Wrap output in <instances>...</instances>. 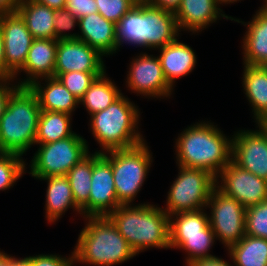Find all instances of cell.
I'll return each mask as SVG.
<instances>
[{
  "label": "cell",
  "mask_w": 267,
  "mask_h": 266,
  "mask_svg": "<svg viewBox=\"0 0 267 266\" xmlns=\"http://www.w3.org/2000/svg\"><path fill=\"white\" fill-rule=\"evenodd\" d=\"M175 139L176 164L203 169L217 177L232 161V139L210 121L196 122Z\"/></svg>",
  "instance_id": "6da1fadb"
},
{
  "label": "cell",
  "mask_w": 267,
  "mask_h": 266,
  "mask_svg": "<svg viewBox=\"0 0 267 266\" xmlns=\"http://www.w3.org/2000/svg\"><path fill=\"white\" fill-rule=\"evenodd\" d=\"M175 13L137 2L116 24L118 50L122 44L159 49L179 37Z\"/></svg>",
  "instance_id": "7a4b0ae2"
},
{
  "label": "cell",
  "mask_w": 267,
  "mask_h": 266,
  "mask_svg": "<svg viewBox=\"0 0 267 266\" xmlns=\"http://www.w3.org/2000/svg\"><path fill=\"white\" fill-rule=\"evenodd\" d=\"M108 217L136 255L153 247L170 249L169 215L162 207L149 203L120 205Z\"/></svg>",
  "instance_id": "3957f363"
},
{
  "label": "cell",
  "mask_w": 267,
  "mask_h": 266,
  "mask_svg": "<svg viewBox=\"0 0 267 266\" xmlns=\"http://www.w3.org/2000/svg\"><path fill=\"white\" fill-rule=\"evenodd\" d=\"M73 250L75 265L114 266L136 253L108 216H87Z\"/></svg>",
  "instance_id": "277c9868"
},
{
  "label": "cell",
  "mask_w": 267,
  "mask_h": 266,
  "mask_svg": "<svg viewBox=\"0 0 267 266\" xmlns=\"http://www.w3.org/2000/svg\"><path fill=\"white\" fill-rule=\"evenodd\" d=\"M90 118V131L101 148L97 152L128 149L145 141L138 130L141 119L138 106L124 94Z\"/></svg>",
  "instance_id": "5b68a950"
},
{
  "label": "cell",
  "mask_w": 267,
  "mask_h": 266,
  "mask_svg": "<svg viewBox=\"0 0 267 266\" xmlns=\"http://www.w3.org/2000/svg\"><path fill=\"white\" fill-rule=\"evenodd\" d=\"M41 109L29 87H19L0 119V152L26 155L35 145Z\"/></svg>",
  "instance_id": "8992f818"
},
{
  "label": "cell",
  "mask_w": 267,
  "mask_h": 266,
  "mask_svg": "<svg viewBox=\"0 0 267 266\" xmlns=\"http://www.w3.org/2000/svg\"><path fill=\"white\" fill-rule=\"evenodd\" d=\"M146 141L128 149L103 152L111 163L118 202L130 205L141 191L153 163L152 152Z\"/></svg>",
  "instance_id": "52a82bcc"
},
{
  "label": "cell",
  "mask_w": 267,
  "mask_h": 266,
  "mask_svg": "<svg viewBox=\"0 0 267 266\" xmlns=\"http://www.w3.org/2000/svg\"><path fill=\"white\" fill-rule=\"evenodd\" d=\"M178 166L179 172L167 194L166 208L170 216L180 212L206 209L216 177L203 169Z\"/></svg>",
  "instance_id": "ba28073f"
},
{
  "label": "cell",
  "mask_w": 267,
  "mask_h": 266,
  "mask_svg": "<svg viewBox=\"0 0 267 266\" xmlns=\"http://www.w3.org/2000/svg\"><path fill=\"white\" fill-rule=\"evenodd\" d=\"M39 145L30 161V172L35 178L66 175L90 151L88 142L76 132L65 139Z\"/></svg>",
  "instance_id": "9c48e42d"
},
{
  "label": "cell",
  "mask_w": 267,
  "mask_h": 266,
  "mask_svg": "<svg viewBox=\"0 0 267 266\" xmlns=\"http://www.w3.org/2000/svg\"><path fill=\"white\" fill-rule=\"evenodd\" d=\"M209 208V224L226 250L238 243L245 234L246 208L236 199L225 195L215 187L209 197L206 209Z\"/></svg>",
  "instance_id": "30bf717a"
},
{
  "label": "cell",
  "mask_w": 267,
  "mask_h": 266,
  "mask_svg": "<svg viewBox=\"0 0 267 266\" xmlns=\"http://www.w3.org/2000/svg\"><path fill=\"white\" fill-rule=\"evenodd\" d=\"M127 73V88L139 96L166 99L174 91L165 78L158 56L140 53L132 58Z\"/></svg>",
  "instance_id": "8fae6325"
},
{
  "label": "cell",
  "mask_w": 267,
  "mask_h": 266,
  "mask_svg": "<svg viewBox=\"0 0 267 266\" xmlns=\"http://www.w3.org/2000/svg\"><path fill=\"white\" fill-rule=\"evenodd\" d=\"M256 130H239L232 135V161L267 181V124Z\"/></svg>",
  "instance_id": "7c38bea8"
},
{
  "label": "cell",
  "mask_w": 267,
  "mask_h": 266,
  "mask_svg": "<svg viewBox=\"0 0 267 266\" xmlns=\"http://www.w3.org/2000/svg\"><path fill=\"white\" fill-rule=\"evenodd\" d=\"M216 187L245 208L267 199V181L239 167L233 161L216 177Z\"/></svg>",
  "instance_id": "4fadbf2b"
},
{
  "label": "cell",
  "mask_w": 267,
  "mask_h": 266,
  "mask_svg": "<svg viewBox=\"0 0 267 266\" xmlns=\"http://www.w3.org/2000/svg\"><path fill=\"white\" fill-rule=\"evenodd\" d=\"M0 30L4 40L5 62L15 75L24 66L34 37L18 12L0 15Z\"/></svg>",
  "instance_id": "5bb4252c"
},
{
  "label": "cell",
  "mask_w": 267,
  "mask_h": 266,
  "mask_svg": "<svg viewBox=\"0 0 267 266\" xmlns=\"http://www.w3.org/2000/svg\"><path fill=\"white\" fill-rule=\"evenodd\" d=\"M96 49L79 39L57 40L54 73L105 72L106 66Z\"/></svg>",
  "instance_id": "9a60e30c"
},
{
  "label": "cell",
  "mask_w": 267,
  "mask_h": 266,
  "mask_svg": "<svg viewBox=\"0 0 267 266\" xmlns=\"http://www.w3.org/2000/svg\"><path fill=\"white\" fill-rule=\"evenodd\" d=\"M120 205L116 195L111 163L101 155L93 163L89 216H108Z\"/></svg>",
  "instance_id": "2e32d148"
},
{
  "label": "cell",
  "mask_w": 267,
  "mask_h": 266,
  "mask_svg": "<svg viewBox=\"0 0 267 266\" xmlns=\"http://www.w3.org/2000/svg\"><path fill=\"white\" fill-rule=\"evenodd\" d=\"M56 53L57 40L34 39L24 66L15 74L14 80L19 79L17 76L21 72L26 74V78L19 79V82L15 81V83L20 87H28L36 80L54 77Z\"/></svg>",
  "instance_id": "e0dca14e"
},
{
  "label": "cell",
  "mask_w": 267,
  "mask_h": 266,
  "mask_svg": "<svg viewBox=\"0 0 267 266\" xmlns=\"http://www.w3.org/2000/svg\"><path fill=\"white\" fill-rule=\"evenodd\" d=\"M247 27L243 37V64L265 66L267 64V4L259 7L249 22L232 18L231 21ZM247 25V26H246Z\"/></svg>",
  "instance_id": "ac0fdd59"
},
{
  "label": "cell",
  "mask_w": 267,
  "mask_h": 266,
  "mask_svg": "<svg viewBox=\"0 0 267 266\" xmlns=\"http://www.w3.org/2000/svg\"><path fill=\"white\" fill-rule=\"evenodd\" d=\"M220 17L227 20L233 18L226 15L215 0H182L175 13L179 31H188L192 34L202 32L210 24L217 23Z\"/></svg>",
  "instance_id": "d6986e66"
},
{
  "label": "cell",
  "mask_w": 267,
  "mask_h": 266,
  "mask_svg": "<svg viewBox=\"0 0 267 266\" xmlns=\"http://www.w3.org/2000/svg\"><path fill=\"white\" fill-rule=\"evenodd\" d=\"M78 39L96 49L103 56L118 52L116 24L100 13H92L78 19Z\"/></svg>",
  "instance_id": "ffe728a7"
},
{
  "label": "cell",
  "mask_w": 267,
  "mask_h": 266,
  "mask_svg": "<svg viewBox=\"0 0 267 266\" xmlns=\"http://www.w3.org/2000/svg\"><path fill=\"white\" fill-rule=\"evenodd\" d=\"M28 87L36 95L41 110L72 115L80 105L79 100L56 77L36 80Z\"/></svg>",
  "instance_id": "44dd1931"
},
{
  "label": "cell",
  "mask_w": 267,
  "mask_h": 266,
  "mask_svg": "<svg viewBox=\"0 0 267 266\" xmlns=\"http://www.w3.org/2000/svg\"><path fill=\"white\" fill-rule=\"evenodd\" d=\"M178 39L157 49L160 53L158 58L165 78L173 88L176 80L191 73L197 63L193 49L189 45L179 42Z\"/></svg>",
  "instance_id": "7402d4cb"
},
{
  "label": "cell",
  "mask_w": 267,
  "mask_h": 266,
  "mask_svg": "<svg viewBox=\"0 0 267 266\" xmlns=\"http://www.w3.org/2000/svg\"><path fill=\"white\" fill-rule=\"evenodd\" d=\"M36 179L45 181L48 185L45 197V218L48 223L58 221L69 208L82 216L81 209L75 204L73 192L66 175Z\"/></svg>",
  "instance_id": "603a6c76"
},
{
  "label": "cell",
  "mask_w": 267,
  "mask_h": 266,
  "mask_svg": "<svg viewBox=\"0 0 267 266\" xmlns=\"http://www.w3.org/2000/svg\"><path fill=\"white\" fill-rule=\"evenodd\" d=\"M244 65L242 86L255 124L267 123V69L264 66Z\"/></svg>",
  "instance_id": "cb8c5ba5"
},
{
  "label": "cell",
  "mask_w": 267,
  "mask_h": 266,
  "mask_svg": "<svg viewBox=\"0 0 267 266\" xmlns=\"http://www.w3.org/2000/svg\"><path fill=\"white\" fill-rule=\"evenodd\" d=\"M17 12L24 19L34 39H54L56 10L35 0H19Z\"/></svg>",
  "instance_id": "d4e9b609"
},
{
  "label": "cell",
  "mask_w": 267,
  "mask_h": 266,
  "mask_svg": "<svg viewBox=\"0 0 267 266\" xmlns=\"http://www.w3.org/2000/svg\"><path fill=\"white\" fill-rule=\"evenodd\" d=\"M102 155L95 151L88 153L66 174L71 186L75 204L81 209L82 218L89 216V194L91 190V176L93 163Z\"/></svg>",
  "instance_id": "484cf974"
},
{
  "label": "cell",
  "mask_w": 267,
  "mask_h": 266,
  "mask_svg": "<svg viewBox=\"0 0 267 266\" xmlns=\"http://www.w3.org/2000/svg\"><path fill=\"white\" fill-rule=\"evenodd\" d=\"M109 78L105 71L94 80L80 99L79 104L86 108L90 116L106 109L122 95L118 86Z\"/></svg>",
  "instance_id": "4316f807"
},
{
  "label": "cell",
  "mask_w": 267,
  "mask_h": 266,
  "mask_svg": "<svg viewBox=\"0 0 267 266\" xmlns=\"http://www.w3.org/2000/svg\"><path fill=\"white\" fill-rule=\"evenodd\" d=\"M72 115L41 110L35 144L52 143L72 136Z\"/></svg>",
  "instance_id": "83f0119b"
},
{
  "label": "cell",
  "mask_w": 267,
  "mask_h": 266,
  "mask_svg": "<svg viewBox=\"0 0 267 266\" xmlns=\"http://www.w3.org/2000/svg\"><path fill=\"white\" fill-rule=\"evenodd\" d=\"M227 251L234 266H267V239L245 235Z\"/></svg>",
  "instance_id": "f1b7e54d"
},
{
  "label": "cell",
  "mask_w": 267,
  "mask_h": 266,
  "mask_svg": "<svg viewBox=\"0 0 267 266\" xmlns=\"http://www.w3.org/2000/svg\"><path fill=\"white\" fill-rule=\"evenodd\" d=\"M215 234L209 225L204 235L170 236V249H182L187 253L185 266L195 259L214 256L209 253L215 243Z\"/></svg>",
  "instance_id": "f546056e"
},
{
  "label": "cell",
  "mask_w": 267,
  "mask_h": 266,
  "mask_svg": "<svg viewBox=\"0 0 267 266\" xmlns=\"http://www.w3.org/2000/svg\"><path fill=\"white\" fill-rule=\"evenodd\" d=\"M205 209L180 212L169 216L170 236L204 235V230L210 225Z\"/></svg>",
  "instance_id": "4dcf8cb0"
},
{
  "label": "cell",
  "mask_w": 267,
  "mask_h": 266,
  "mask_svg": "<svg viewBox=\"0 0 267 266\" xmlns=\"http://www.w3.org/2000/svg\"><path fill=\"white\" fill-rule=\"evenodd\" d=\"M23 157L14 153H0V191L14 186L17 180L27 173Z\"/></svg>",
  "instance_id": "1f68e13d"
},
{
  "label": "cell",
  "mask_w": 267,
  "mask_h": 266,
  "mask_svg": "<svg viewBox=\"0 0 267 266\" xmlns=\"http://www.w3.org/2000/svg\"><path fill=\"white\" fill-rule=\"evenodd\" d=\"M104 72H66L54 73L62 84L72 93L79 101L89 89L94 80Z\"/></svg>",
  "instance_id": "d6a6232c"
},
{
  "label": "cell",
  "mask_w": 267,
  "mask_h": 266,
  "mask_svg": "<svg viewBox=\"0 0 267 266\" xmlns=\"http://www.w3.org/2000/svg\"><path fill=\"white\" fill-rule=\"evenodd\" d=\"M245 234L267 239V199L246 208Z\"/></svg>",
  "instance_id": "836d02e7"
},
{
  "label": "cell",
  "mask_w": 267,
  "mask_h": 266,
  "mask_svg": "<svg viewBox=\"0 0 267 266\" xmlns=\"http://www.w3.org/2000/svg\"><path fill=\"white\" fill-rule=\"evenodd\" d=\"M97 10L106 20L117 24L119 20L134 6L136 0H95Z\"/></svg>",
  "instance_id": "e575fe53"
},
{
  "label": "cell",
  "mask_w": 267,
  "mask_h": 266,
  "mask_svg": "<svg viewBox=\"0 0 267 266\" xmlns=\"http://www.w3.org/2000/svg\"><path fill=\"white\" fill-rule=\"evenodd\" d=\"M77 25L78 19L73 16L67 9L63 8L56 10L54 18V39H78V32L73 34L68 32L73 30Z\"/></svg>",
  "instance_id": "d590c367"
},
{
  "label": "cell",
  "mask_w": 267,
  "mask_h": 266,
  "mask_svg": "<svg viewBox=\"0 0 267 266\" xmlns=\"http://www.w3.org/2000/svg\"><path fill=\"white\" fill-rule=\"evenodd\" d=\"M70 256V257H69ZM68 257H62L55 254H38L35 256H28L32 266H74V252Z\"/></svg>",
  "instance_id": "8d00e7d4"
},
{
  "label": "cell",
  "mask_w": 267,
  "mask_h": 266,
  "mask_svg": "<svg viewBox=\"0 0 267 266\" xmlns=\"http://www.w3.org/2000/svg\"><path fill=\"white\" fill-rule=\"evenodd\" d=\"M65 9L77 19L98 12L95 0H66Z\"/></svg>",
  "instance_id": "74e56055"
},
{
  "label": "cell",
  "mask_w": 267,
  "mask_h": 266,
  "mask_svg": "<svg viewBox=\"0 0 267 266\" xmlns=\"http://www.w3.org/2000/svg\"><path fill=\"white\" fill-rule=\"evenodd\" d=\"M13 83L14 79L0 78V119L6 110L11 95L20 87L17 83Z\"/></svg>",
  "instance_id": "f35d334b"
},
{
  "label": "cell",
  "mask_w": 267,
  "mask_h": 266,
  "mask_svg": "<svg viewBox=\"0 0 267 266\" xmlns=\"http://www.w3.org/2000/svg\"><path fill=\"white\" fill-rule=\"evenodd\" d=\"M187 266H233L223 258L214 256L195 259Z\"/></svg>",
  "instance_id": "ab89813d"
},
{
  "label": "cell",
  "mask_w": 267,
  "mask_h": 266,
  "mask_svg": "<svg viewBox=\"0 0 267 266\" xmlns=\"http://www.w3.org/2000/svg\"><path fill=\"white\" fill-rule=\"evenodd\" d=\"M146 2L152 6L176 13L182 0H147Z\"/></svg>",
  "instance_id": "60d3db41"
},
{
  "label": "cell",
  "mask_w": 267,
  "mask_h": 266,
  "mask_svg": "<svg viewBox=\"0 0 267 266\" xmlns=\"http://www.w3.org/2000/svg\"><path fill=\"white\" fill-rule=\"evenodd\" d=\"M0 78L9 80L15 78V75L7 68L5 62V48L1 30H0Z\"/></svg>",
  "instance_id": "b9f144b4"
},
{
  "label": "cell",
  "mask_w": 267,
  "mask_h": 266,
  "mask_svg": "<svg viewBox=\"0 0 267 266\" xmlns=\"http://www.w3.org/2000/svg\"><path fill=\"white\" fill-rule=\"evenodd\" d=\"M19 0H0V15L17 12Z\"/></svg>",
  "instance_id": "7bdbcfd3"
},
{
  "label": "cell",
  "mask_w": 267,
  "mask_h": 266,
  "mask_svg": "<svg viewBox=\"0 0 267 266\" xmlns=\"http://www.w3.org/2000/svg\"><path fill=\"white\" fill-rule=\"evenodd\" d=\"M38 3H41L45 6H48L54 10H60L65 8L66 0H35Z\"/></svg>",
  "instance_id": "ee69618b"
},
{
  "label": "cell",
  "mask_w": 267,
  "mask_h": 266,
  "mask_svg": "<svg viewBox=\"0 0 267 266\" xmlns=\"http://www.w3.org/2000/svg\"><path fill=\"white\" fill-rule=\"evenodd\" d=\"M11 266H32V265L27 256L24 258H17L16 256H12Z\"/></svg>",
  "instance_id": "f6af8a7d"
},
{
  "label": "cell",
  "mask_w": 267,
  "mask_h": 266,
  "mask_svg": "<svg viewBox=\"0 0 267 266\" xmlns=\"http://www.w3.org/2000/svg\"><path fill=\"white\" fill-rule=\"evenodd\" d=\"M12 265V256L3 251H0V266H11Z\"/></svg>",
  "instance_id": "bcb514c9"
},
{
  "label": "cell",
  "mask_w": 267,
  "mask_h": 266,
  "mask_svg": "<svg viewBox=\"0 0 267 266\" xmlns=\"http://www.w3.org/2000/svg\"><path fill=\"white\" fill-rule=\"evenodd\" d=\"M217 5L220 7V5L223 6V4H231L234 2H239L240 0H215Z\"/></svg>",
  "instance_id": "7dc6e473"
},
{
  "label": "cell",
  "mask_w": 267,
  "mask_h": 266,
  "mask_svg": "<svg viewBox=\"0 0 267 266\" xmlns=\"http://www.w3.org/2000/svg\"><path fill=\"white\" fill-rule=\"evenodd\" d=\"M137 2H144V1H147V0H136Z\"/></svg>",
  "instance_id": "c3c4849f"
}]
</instances>
